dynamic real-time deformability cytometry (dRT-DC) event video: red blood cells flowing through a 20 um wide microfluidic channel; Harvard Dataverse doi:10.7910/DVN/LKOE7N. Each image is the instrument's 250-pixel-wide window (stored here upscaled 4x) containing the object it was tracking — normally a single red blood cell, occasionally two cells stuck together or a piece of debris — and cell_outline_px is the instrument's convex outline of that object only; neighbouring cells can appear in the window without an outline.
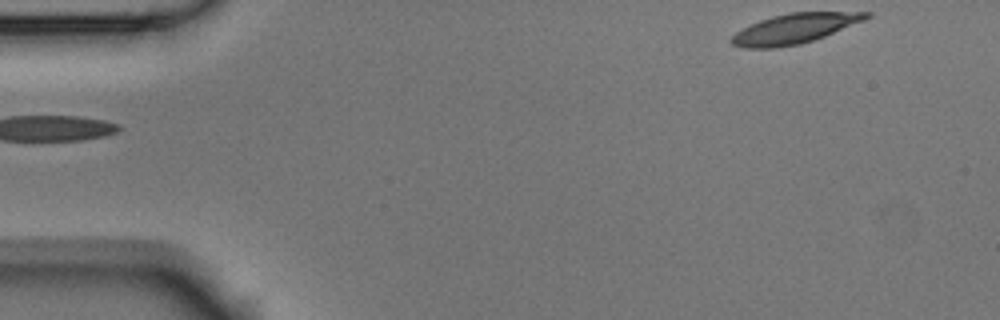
{"species": "Egyptian fruit bat (a non-hibernating species)", "species_latin": "Rousettus aegyptiacus", "temperature_condition": "room temperature", "stored_images_in_passage": 6, "segment_of_instrument_passage": [2, 2], "camera_frame_rate_fps": 3000, "um_per_image_px": 0.085, "animal": {"sex": "male"}, "frame": {"image": 1, "passage_image": 6, "time_ms": 1.667, "image_size_px": [1000, 320], "cell_outline_px": [[872, 16], [864, 20], [824, 36], [800, 44], [776, 48], [744, 48], [732, 44], [728, 40], [736, 32], [760, 20], [772, 16], [788, 12], [872, 12]], "centroid_in_image_um": [67.52, 2.43], "position_along_channel_um": 17.5, "area_um2": 23.29}}